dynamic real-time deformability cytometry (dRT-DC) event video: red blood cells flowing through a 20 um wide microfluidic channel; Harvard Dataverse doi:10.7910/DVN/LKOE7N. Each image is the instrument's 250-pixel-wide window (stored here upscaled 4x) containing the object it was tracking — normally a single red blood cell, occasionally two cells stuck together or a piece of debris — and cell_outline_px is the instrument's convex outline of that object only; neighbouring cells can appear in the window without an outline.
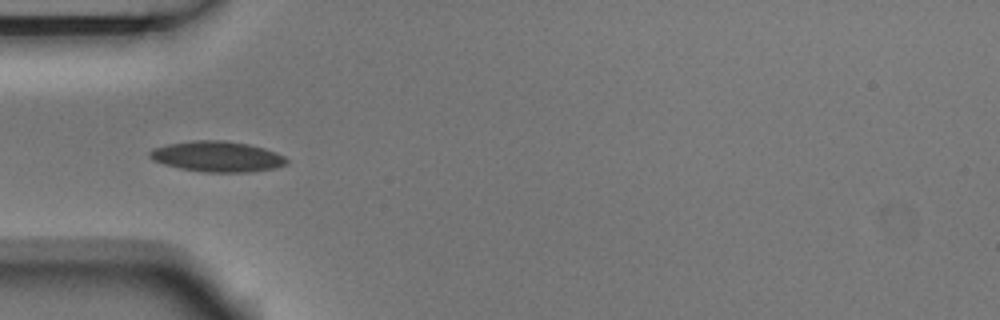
{"species": "Egyptian fruit bat (a non-hibernating species)", "species_latin": "Rousettus aegyptiacus", "temperature_condition": "room temperature", "stored_images_in_passage": 8, "camera_frame_rate_fps": 3000, "um_per_image_px": 0.085, "animal": {"sex": "male"}, "frame": {"image": 1, "passage_image": 5, "time_ms": 1.333, "image_size_px": [1000, 320], "cell_outline_px": [[288, 164], [276, 168], [252, 172], [204, 172], [180, 168], [164, 164], [152, 160], [148, 156], [148, 152], [152, 148], [168, 144], [192, 140], [224, 140], [248, 144], [264, 148], [276, 152], [284, 156], [288, 160]], "centroid_in_image_um": [18.47, 13.3], "position_along_channel_um": 66.5, "area_um2": 24.62}}
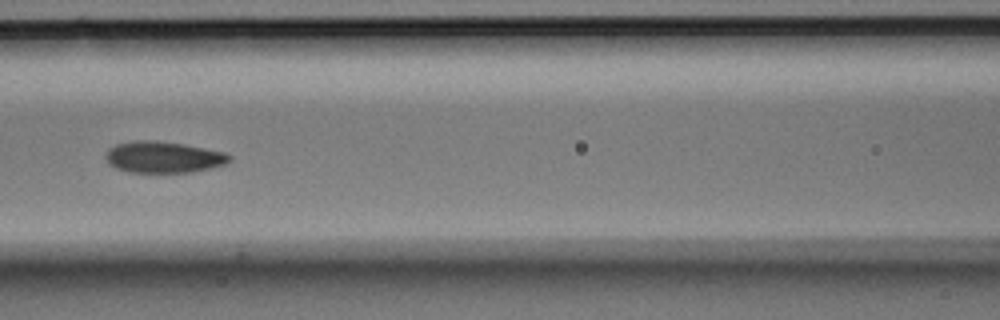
{"frame": {"image": 2, "passage_image": 7, "time_ms": 2.0, "image_size_px": [1000, 320], "cell_outline_px": [[232, 160], [224, 164], [192, 172], [132, 172], [116, 168], [108, 164], [104, 156], [108, 148], [116, 144], [132, 140], [156, 140], [184, 144], [224, 152], [232, 156]], "centroid_in_image_um": [13.85, 13.34], "position_along_channel_um": 152.8, "area_um2": 22.72}}
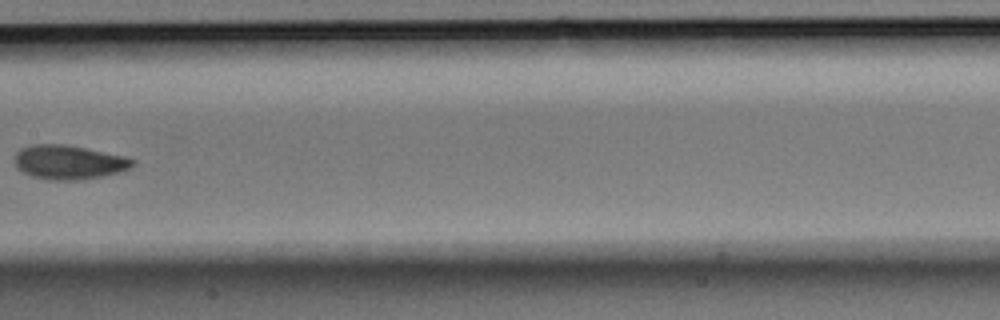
{"frame": {"image": 3, "passage_image": 8, "time_ms": 2.333, "image_size_px": [1000, 320], "cell_outline_px": [[136, 164], [128, 168], [116, 172], [100, 176], [76, 180], [48, 180], [32, 176], [24, 172], [16, 164], [16, 152], [20, 148], [32, 144], [64, 144], [124, 156], [136, 160]], "centroid_in_image_um": [5.84, 13.78], "position_along_channel_um": 201.6, "area_um2": 23.06}}